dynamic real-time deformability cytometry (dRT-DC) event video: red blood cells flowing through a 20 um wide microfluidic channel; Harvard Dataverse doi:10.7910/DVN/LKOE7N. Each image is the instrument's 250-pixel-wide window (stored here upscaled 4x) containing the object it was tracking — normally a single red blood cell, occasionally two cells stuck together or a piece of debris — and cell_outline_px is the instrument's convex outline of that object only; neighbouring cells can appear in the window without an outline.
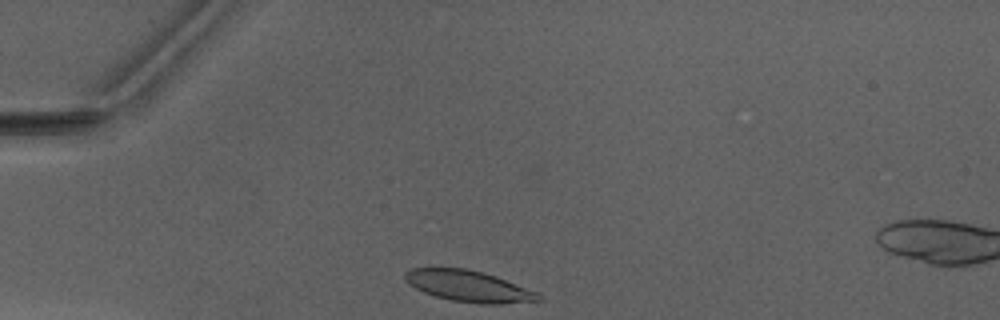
{"species": "Egyptian fruit bat (a non-hibernating species)", "species_latin": "Rousettus aegyptiacus", "temperature_condition": "warm", "stored_images_in_passage": 2, "camera_frame_rate_fps": 3000, "um_per_image_px": 0.085, "animal": {"sex": "male"}, "frame": {"image": 1, "passage_image": 1, "time_ms": 0.0, "image_size_px": [1000, 320], "cell_outline_px": [[544, 300], [500, 304], [480, 304], [452, 300], [436, 296], [424, 292], [408, 284], [404, 280], [404, 272], [412, 268], [464, 268], [484, 272], [496, 276], [540, 292], [544, 296]], "centroid_in_image_um": [39.9, 24.32], "position_along_channel_um": 45.1, "area_um2": 24.57}}